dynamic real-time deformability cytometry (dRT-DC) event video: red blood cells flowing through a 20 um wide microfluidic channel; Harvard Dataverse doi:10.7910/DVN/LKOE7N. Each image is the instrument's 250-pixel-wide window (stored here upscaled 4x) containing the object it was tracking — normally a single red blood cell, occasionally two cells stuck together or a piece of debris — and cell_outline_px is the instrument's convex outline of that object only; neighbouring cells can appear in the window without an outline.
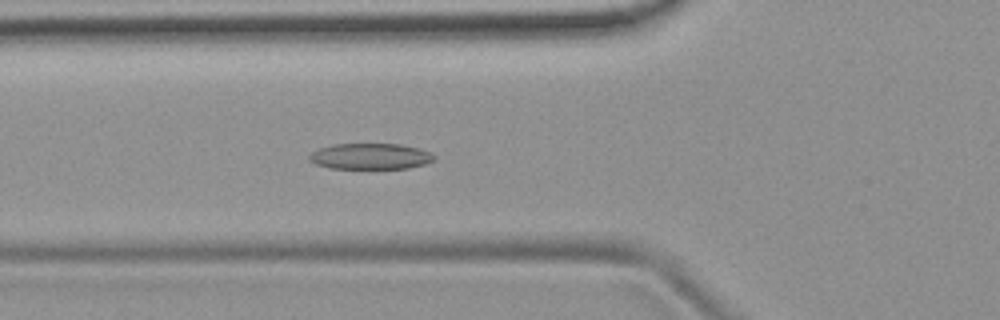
{"species": "common noctule bat (a hibernating species)", "species_latin": "Nyctalus noctula", "temperature_condition": "room temperature", "stored_images_in_passage": 44, "camera_frame_rate_fps": 3000, "um_per_image_px": 0.085, "animal": {"sex": "female", "body_mass_g": 19.9}, "frame": {"image": 1, "passage_image": 10, "time_ms": 3.0, "image_size_px": [1000, 320], "cell_outline_px": [[436, 156], [428, 164], [408, 168], [328, 168], [316, 164], [308, 160], [308, 156], [312, 152], [320, 148], [332, 144], [400, 144], [420, 148], [432, 152]], "centroid_in_image_um": [31.51, 13.28], "position_along_channel_um": 94.3, "area_um2": 19.02}}
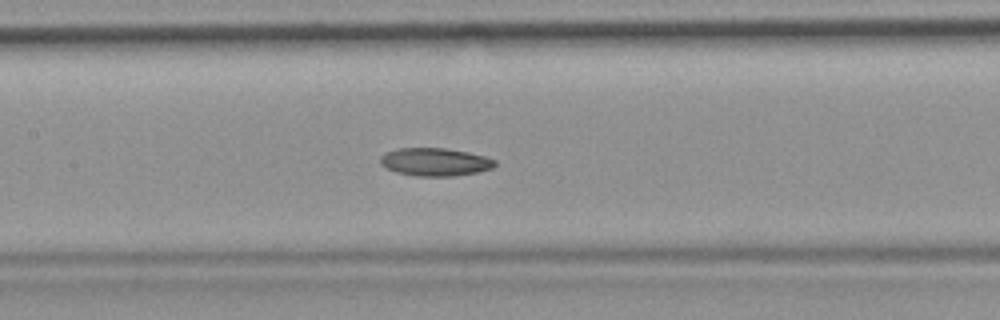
{"frame": {"image": 2, "passage_image": 16, "time_ms": 5.0, "image_size_px": [1000, 320], "cell_outline_px": [[496, 164], [492, 168], [480, 172], [452, 176], [416, 176], [396, 172], [384, 168], [380, 164], [380, 156], [396, 148], [444, 148], [468, 152], [484, 156], [496, 160]], "centroid_in_image_um": [36.96, 13.77], "position_along_channel_um": 170.4, "area_um2": 18.79}}
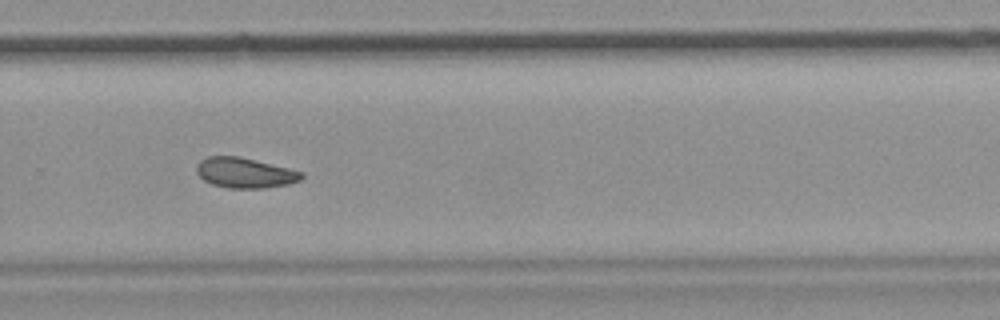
{"frame": {"image": 3, "passage_image": 27, "time_ms": 8.667, "image_size_px": [1000, 320], "cell_outline_px": [[304, 176], [300, 180], [288, 184], [264, 188], [228, 188], [212, 184], [204, 180], [196, 172], [196, 164], [200, 160], [208, 156], [240, 156], [304, 172]], "centroid_in_image_um": [20.8, 14.68], "position_along_channel_um": 309.0, "area_um2": 18.55}, "authors_computed_cell_mechanics": {"area_um2": 19.0162, "velocity_mm_per_s": 3.7882, "shape_relaxation_time_tau1_ms": null, "shape_relaxation_time_tau2_ms": 7.6985, "deformation_change_tau1": null, "deformation_change_tau2": 0.1316}}